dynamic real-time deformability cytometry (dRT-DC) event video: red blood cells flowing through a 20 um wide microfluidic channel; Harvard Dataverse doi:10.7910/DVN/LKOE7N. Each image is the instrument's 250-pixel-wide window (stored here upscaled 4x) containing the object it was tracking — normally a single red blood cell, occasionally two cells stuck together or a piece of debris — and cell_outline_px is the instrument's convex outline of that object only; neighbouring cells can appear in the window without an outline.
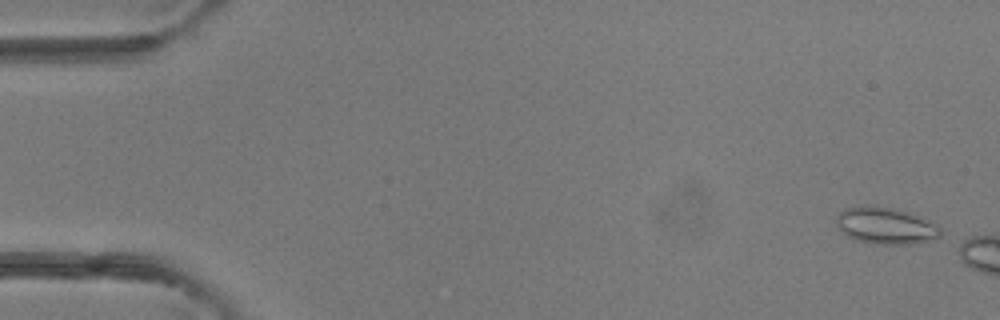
{"species": "common noctule bat (a hibernating species)", "species_latin": "Nyctalus noctula", "temperature_condition": "room temperature", "stored_images_in_passage": 2, "camera_frame_rate_fps": 3000, "um_per_image_px": 0.085, "animal": {"sex": "female"}, "frame": {"image": 1, "passage_image": 1, "time_ms": 0.0, "image_size_px": [1000, 320], "cell_outline_px": [[940, 236], [928, 240], [908, 244], [880, 244], [856, 240], [848, 236], [836, 224], [836, 220], [840, 212], [844, 208], [892, 208], [916, 216], [936, 224], [940, 228]], "centroid_in_image_um": [75.28, 19.22], "position_along_channel_um": 9.7, "area_um2": 21.1}}